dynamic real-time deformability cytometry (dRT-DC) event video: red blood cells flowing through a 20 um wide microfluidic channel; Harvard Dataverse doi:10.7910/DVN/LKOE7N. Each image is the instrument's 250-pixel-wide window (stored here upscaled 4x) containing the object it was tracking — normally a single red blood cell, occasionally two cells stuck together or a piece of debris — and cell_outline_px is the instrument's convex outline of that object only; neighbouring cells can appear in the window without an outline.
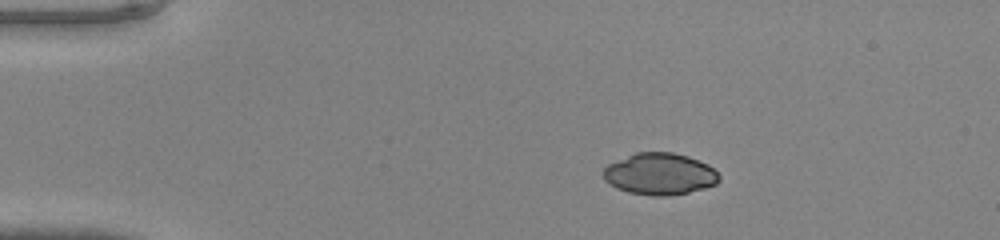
{"species": "common noctule bat (a hibernating species)", "species_latin": "Nyctalus noctula", "temperature_condition": "warm", "stored_images_in_passage": 47, "camera_frame_rate_fps": 3000, "um_per_image_px": 0.085, "animal": {"sex": "male", "body_mass_g": 20.0, "forearm_length_mm": 53.3}, "frame": {"image": 1, "passage_image": 9, "time_ms": 2.667, "image_size_px": [1000, 240], "cell_outline_px": [[720, 180], [716, 184], [704, 188], [688, 192], [668, 196], [652, 196], [628, 192], [616, 188], [608, 184], [604, 180], [604, 168], [608, 164], [636, 152], [672, 152], [688, 156], [708, 164], [720, 176]], "centroid_in_image_um": [56.07, 14.79], "position_along_channel_um": 28.9, "area_um2": 28.21}}
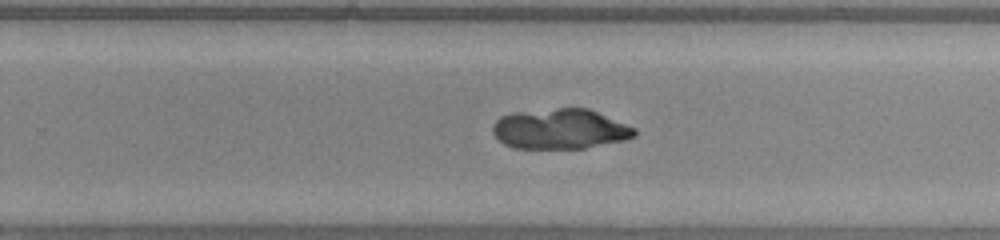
{"frame": {"image": 2, "passage_image": 31, "time_ms": 10.0, "image_size_px": [1000, 240], "cell_outline_px": [[636, 136], [624, 140], [584, 148], [512, 148], [504, 144], [492, 132], [492, 124], [500, 116], [512, 112], [556, 108], [588, 108], [636, 128]], "centroid_in_image_um": [47.58, 10.95], "position_along_channel_um": 282.2, "area_um2": 33.29}}
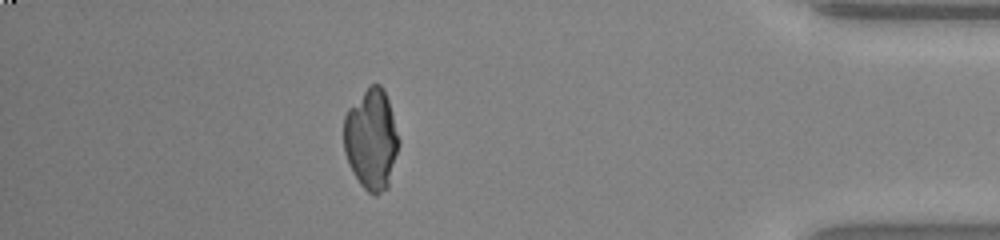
{"frame": {"image": 3, "passage_image": 42, "time_ms": 13.667, "image_size_px": [1000, 240], "cell_outline_px": [[400, 144], [388, 188], [376, 196], [372, 196], [360, 184], [348, 164], [344, 152], [344, 116], [348, 108], [372, 84], [380, 84], [384, 88], [388, 100], [400, 140]], "centroid_in_image_um": [31.57, 11.89], "position_along_channel_um": 403.6, "area_um2": 32.48}}